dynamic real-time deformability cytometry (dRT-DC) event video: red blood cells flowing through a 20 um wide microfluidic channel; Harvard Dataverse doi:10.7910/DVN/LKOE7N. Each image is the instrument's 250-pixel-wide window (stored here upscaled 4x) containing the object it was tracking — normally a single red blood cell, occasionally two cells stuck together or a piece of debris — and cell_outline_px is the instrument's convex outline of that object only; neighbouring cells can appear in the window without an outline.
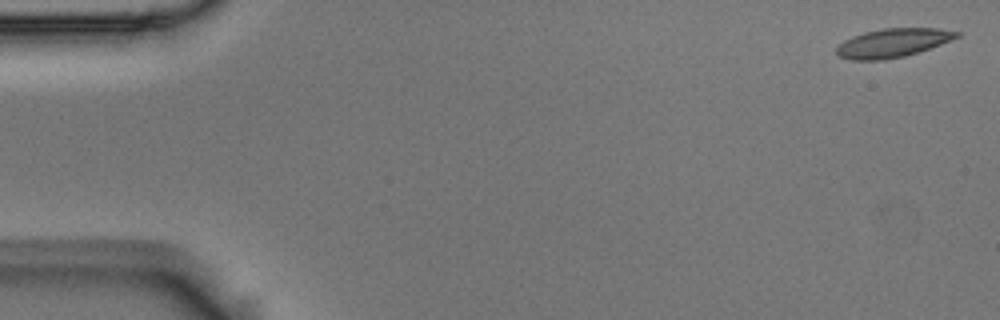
{"species": "Egyptian fruit bat (a non-hibernating species)", "species_latin": "Rousettus aegyptiacus", "temperature_condition": "room temperature", "stored_images_in_passage": 54, "camera_frame_rate_fps": 3000, "um_per_image_px": 0.085, "animal": {"sex": "male"}, "frame": {"image": 1, "passage_image": 2, "time_ms": 0.333, "image_size_px": [1000, 320], "cell_outline_px": [[960, 36], [952, 40], [904, 56], [884, 60], [852, 60], [836, 56], [836, 48], [844, 40], [852, 36], [864, 32], [884, 28], [940, 28], [960, 32]], "centroid_in_image_um": [75.86, 3.64], "position_along_channel_um": 9.1, "area_um2": 20.11}}
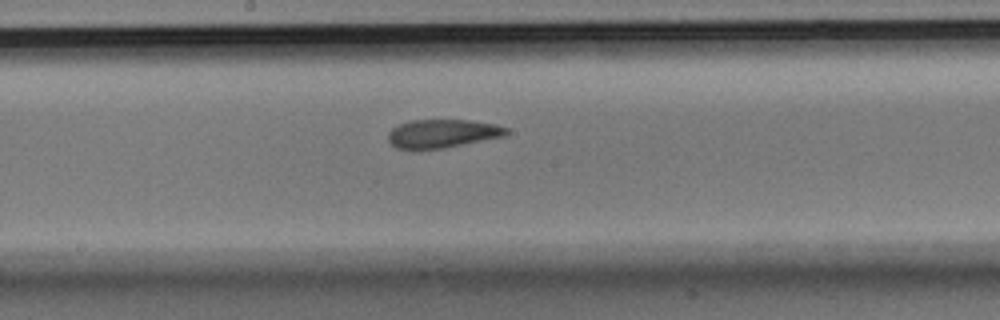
{"frame": {"image": 2, "passage_image": 29, "time_ms": 9.333, "image_size_px": [1000, 320], "cell_outline_px": [[508, 132], [504, 136], [444, 148], [396, 148], [388, 140], [388, 132], [392, 128], [408, 120], [468, 120], [496, 124], [508, 128]], "centroid_in_image_um": [37.61, 11.33], "position_along_channel_um": 210.6, "area_um2": 19.36}}
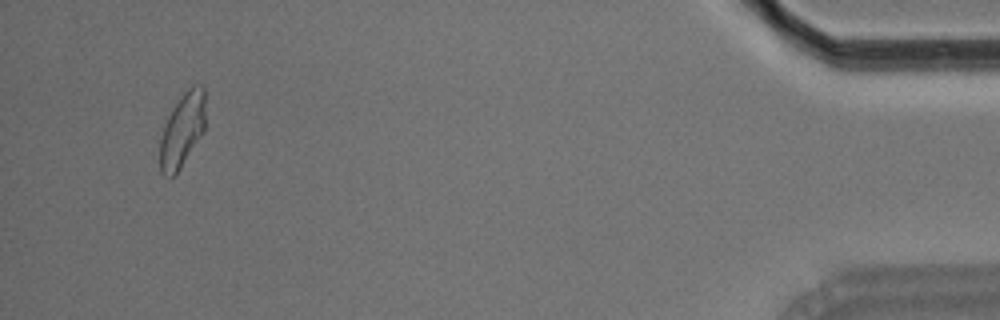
{"frame": {"image": 3, "passage_image": 52, "time_ms": 17.0, "image_size_px": [1000, 320], "cell_outline_px": [[204, 132], [180, 168], [172, 176], [164, 176], [160, 172], [160, 140], [164, 124], [172, 108], [180, 96], [192, 84], [204, 84]], "centroid_in_image_um": [15.49, 11.02], "position_along_channel_um": 419.7, "area_um2": 19.65}, "authors_computed_cell_mechanics": {"area_um2": 20.1433, "velocity_mm_per_s": 3.7087, "shape_relaxation_time_tau1_ms": 6.3931, "shape_relaxation_time_tau2_ms": 2.6762, "deformation_change_tau1": 0.1719, "deformation_change_tau2": 0.0773}}